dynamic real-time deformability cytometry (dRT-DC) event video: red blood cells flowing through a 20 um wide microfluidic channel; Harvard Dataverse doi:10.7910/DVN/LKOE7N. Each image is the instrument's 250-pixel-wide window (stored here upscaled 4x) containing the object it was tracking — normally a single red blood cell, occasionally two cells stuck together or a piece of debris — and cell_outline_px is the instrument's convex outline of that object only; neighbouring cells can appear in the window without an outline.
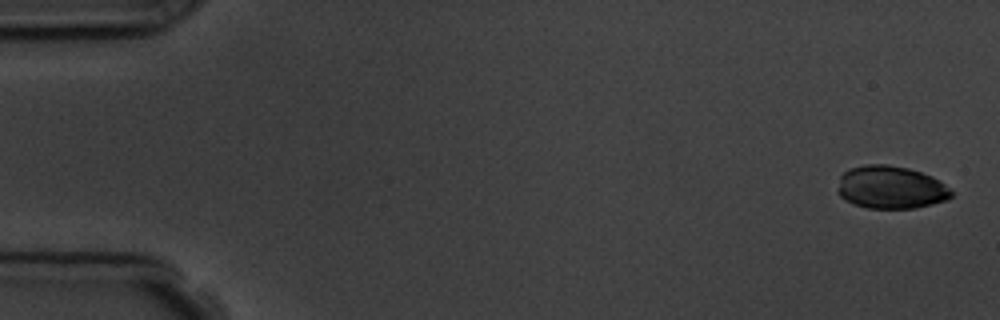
{"species": "common noctule bat (a hibernating species)", "species_latin": "Nyctalus noctula", "temperature_condition": "room temperature", "stored_images_in_passage": 4, "camera_frame_rate_fps": 3000, "um_per_image_px": 0.085, "animal": {"sex": "male", "body_mass_g": 19.5, "forearm_length_mm": 54.6}, "frame": {"image": 1, "passage_image": 1, "time_ms": 0.0, "image_size_px": [1000, 320], "cell_outline_px": [[952, 196], [948, 200], [916, 208], [868, 208], [844, 200], [836, 192], [840, 176], [848, 168], [864, 164], [888, 164], [908, 168], [932, 176], [940, 180], [952, 192]], "centroid_in_image_um": [75.69, 15.92], "position_along_channel_um": 9.3, "area_um2": 28.61}}
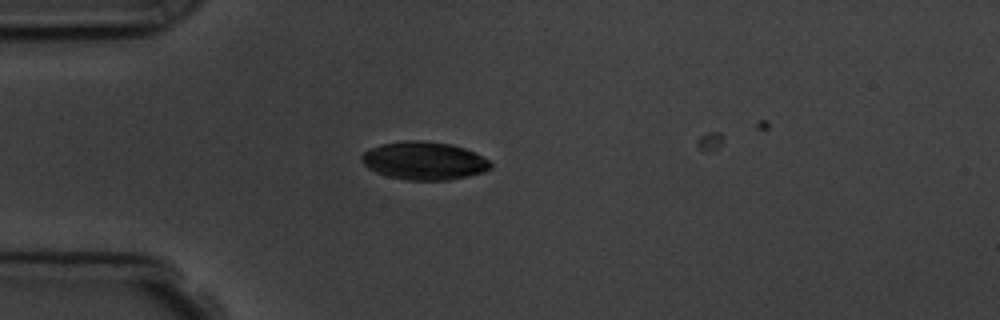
{"frame": {"image": 2, "passage_image": 4, "time_ms": 4.333, "image_size_px": [1000, 320], "cell_outline_px": [[492, 168], [484, 172], [468, 176], [448, 180], [408, 180], [388, 176], [376, 172], [368, 168], [364, 164], [360, 156], [364, 152], [380, 144], [404, 140], [424, 140], [452, 144], [476, 152], [488, 160], [492, 164]], "centroid_in_image_um": [36.07, 13.65], "position_along_channel_um": 48.9, "area_um2": 28.73}}